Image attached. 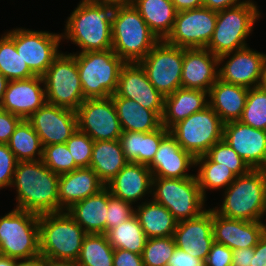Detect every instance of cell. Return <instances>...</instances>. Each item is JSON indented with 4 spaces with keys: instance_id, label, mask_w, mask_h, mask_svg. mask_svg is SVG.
<instances>
[{
    "instance_id": "cell-57",
    "label": "cell",
    "mask_w": 266,
    "mask_h": 266,
    "mask_svg": "<svg viewBox=\"0 0 266 266\" xmlns=\"http://www.w3.org/2000/svg\"><path fill=\"white\" fill-rule=\"evenodd\" d=\"M43 266H76V265L75 262L72 261L52 260L43 257Z\"/></svg>"
},
{
    "instance_id": "cell-9",
    "label": "cell",
    "mask_w": 266,
    "mask_h": 266,
    "mask_svg": "<svg viewBox=\"0 0 266 266\" xmlns=\"http://www.w3.org/2000/svg\"><path fill=\"white\" fill-rule=\"evenodd\" d=\"M151 196L178 222L196 218L207 210L204 207L207 198L202 195L195 175L188 178L153 177Z\"/></svg>"
},
{
    "instance_id": "cell-28",
    "label": "cell",
    "mask_w": 266,
    "mask_h": 266,
    "mask_svg": "<svg viewBox=\"0 0 266 266\" xmlns=\"http://www.w3.org/2000/svg\"><path fill=\"white\" fill-rule=\"evenodd\" d=\"M248 90L247 87L218 78L209 91V106L224 123L238 121L246 104Z\"/></svg>"
},
{
    "instance_id": "cell-24",
    "label": "cell",
    "mask_w": 266,
    "mask_h": 266,
    "mask_svg": "<svg viewBox=\"0 0 266 266\" xmlns=\"http://www.w3.org/2000/svg\"><path fill=\"white\" fill-rule=\"evenodd\" d=\"M195 166V157L181 148L177 140L168 133L158 147L153 161L148 165L153 177L188 178L191 167Z\"/></svg>"
},
{
    "instance_id": "cell-19",
    "label": "cell",
    "mask_w": 266,
    "mask_h": 266,
    "mask_svg": "<svg viewBox=\"0 0 266 266\" xmlns=\"http://www.w3.org/2000/svg\"><path fill=\"white\" fill-rule=\"evenodd\" d=\"M223 140L251 169H266V131L231 121L224 123Z\"/></svg>"
},
{
    "instance_id": "cell-10",
    "label": "cell",
    "mask_w": 266,
    "mask_h": 266,
    "mask_svg": "<svg viewBox=\"0 0 266 266\" xmlns=\"http://www.w3.org/2000/svg\"><path fill=\"white\" fill-rule=\"evenodd\" d=\"M46 103L76 111L86 99L80 82L76 58L61 52L42 76Z\"/></svg>"
},
{
    "instance_id": "cell-36",
    "label": "cell",
    "mask_w": 266,
    "mask_h": 266,
    "mask_svg": "<svg viewBox=\"0 0 266 266\" xmlns=\"http://www.w3.org/2000/svg\"><path fill=\"white\" fill-rule=\"evenodd\" d=\"M0 72L9 80H24L36 76L23 61L15 47V29L0 37Z\"/></svg>"
},
{
    "instance_id": "cell-44",
    "label": "cell",
    "mask_w": 266,
    "mask_h": 266,
    "mask_svg": "<svg viewBox=\"0 0 266 266\" xmlns=\"http://www.w3.org/2000/svg\"><path fill=\"white\" fill-rule=\"evenodd\" d=\"M133 204L114 197L108 189V208L106 216V232L125 222L135 214Z\"/></svg>"
},
{
    "instance_id": "cell-8",
    "label": "cell",
    "mask_w": 266,
    "mask_h": 266,
    "mask_svg": "<svg viewBox=\"0 0 266 266\" xmlns=\"http://www.w3.org/2000/svg\"><path fill=\"white\" fill-rule=\"evenodd\" d=\"M0 255L17 260L40 255L38 214L14 208L0 216Z\"/></svg>"
},
{
    "instance_id": "cell-3",
    "label": "cell",
    "mask_w": 266,
    "mask_h": 266,
    "mask_svg": "<svg viewBox=\"0 0 266 266\" xmlns=\"http://www.w3.org/2000/svg\"><path fill=\"white\" fill-rule=\"evenodd\" d=\"M159 41L131 3L116 5L112 50L125 63L140 62Z\"/></svg>"
},
{
    "instance_id": "cell-14",
    "label": "cell",
    "mask_w": 266,
    "mask_h": 266,
    "mask_svg": "<svg viewBox=\"0 0 266 266\" xmlns=\"http://www.w3.org/2000/svg\"><path fill=\"white\" fill-rule=\"evenodd\" d=\"M78 130L93 141L119 140L122 128L113 99L87 98L76 110Z\"/></svg>"
},
{
    "instance_id": "cell-40",
    "label": "cell",
    "mask_w": 266,
    "mask_h": 266,
    "mask_svg": "<svg viewBox=\"0 0 266 266\" xmlns=\"http://www.w3.org/2000/svg\"><path fill=\"white\" fill-rule=\"evenodd\" d=\"M175 249L173 236L147 239L142 253L144 266H166Z\"/></svg>"
},
{
    "instance_id": "cell-31",
    "label": "cell",
    "mask_w": 266,
    "mask_h": 266,
    "mask_svg": "<svg viewBox=\"0 0 266 266\" xmlns=\"http://www.w3.org/2000/svg\"><path fill=\"white\" fill-rule=\"evenodd\" d=\"M116 107L122 131L151 132L161 126V118L153 111L142 107L134 100L111 96Z\"/></svg>"
},
{
    "instance_id": "cell-1",
    "label": "cell",
    "mask_w": 266,
    "mask_h": 266,
    "mask_svg": "<svg viewBox=\"0 0 266 266\" xmlns=\"http://www.w3.org/2000/svg\"><path fill=\"white\" fill-rule=\"evenodd\" d=\"M59 178L41 160L19 161L11 187L16 189L17 209L36 213H59Z\"/></svg>"
},
{
    "instance_id": "cell-49",
    "label": "cell",
    "mask_w": 266,
    "mask_h": 266,
    "mask_svg": "<svg viewBox=\"0 0 266 266\" xmlns=\"http://www.w3.org/2000/svg\"><path fill=\"white\" fill-rule=\"evenodd\" d=\"M22 119L0 108V143L7 144Z\"/></svg>"
},
{
    "instance_id": "cell-15",
    "label": "cell",
    "mask_w": 266,
    "mask_h": 266,
    "mask_svg": "<svg viewBox=\"0 0 266 266\" xmlns=\"http://www.w3.org/2000/svg\"><path fill=\"white\" fill-rule=\"evenodd\" d=\"M62 34L15 28V47L36 76H43L59 51Z\"/></svg>"
},
{
    "instance_id": "cell-18",
    "label": "cell",
    "mask_w": 266,
    "mask_h": 266,
    "mask_svg": "<svg viewBox=\"0 0 266 266\" xmlns=\"http://www.w3.org/2000/svg\"><path fill=\"white\" fill-rule=\"evenodd\" d=\"M116 94L153 110L160 118L163 115L165 96L150 83L147 73L139 62L125 63L122 66Z\"/></svg>"
},
{
    "instance_id": "cell-56",
    "label": "cell",
    "mask_w": 266,
    "mask_h": 266,
    "mask_svg": "<svg viewBox=\"0 0 266 266\" xmlns=\"http://www.w3.org/2000/svg\"><path fill=\"white\" fill-rule=\"evenodd\" d=\"M17 266H43V256L39 255L32 259L18 260Z\"/></svg>"
},
{
    "instance_id": "cell-43",
    "label": "cell",
    "mask_w": 266,
    "mask_h": 266,
    "mask_svg": "<svg viewBox=\"0 0 266 266\" xmlns=\"http://www.w3.org/2000/svg\"><path fill=\"white\" fill-rule=\"evenodd\" d=\"M66 145L78 168L89 167L94 141L86 133L77 129L66 141Z\"/></svg>"
},
{
    "instance_id": "cell-7",
    "label": "cell",
    "mask_w": 266,
    "mask_h": 266,
    "mask_svg": "<svg viewBox=\"0 0 266 266\" xmlns=\"http://www.w3.org/2000/svg\"><path fill=\"white\" fill-rule=\"evenodd\" d=\"M260 17L254 2L218 11L214 33L206 49L219 57L248 46L245 40Z\"/></svg>"
},
{
    "instance_id": "cell-27",
    "label": "cell",
    "mask_w": 266,
    "mask_h": 266,
    "mask_svg": "<svg viewBox=\"0 0 266 266\" xmlns=\"http://www.w3.org/2000/svg\"><path fill=\"white\" fill-rule=\"evenodd\" d=\"M209 106V92L180 87L164 98L161 125L170 129L174 124Z\"/></svg>"
},
{
    "instance_id": "cell-4",
    "label": "cell",
    "mask_w": 266,
    "mask_h": 266,
    "mask_svg": "<svg viewBox=\"0 0 266 266\" xmlns=\"http://www.w3.org/2000/svg\"><path fill=\"white\" fill-rule=\"evenodd\" d=\"M265 170L251 169L225 189L222 204L213 209L227 218L262 221L265 214Z\"/></svg>"
},
{
    "instance_id": "cell-58",
    "label": "cell",
    "mask_w": 266,
    "mask_h": 266,
    "mask_svg": "<svg viewBox=\"0 0 266 266\" xmlns=\"http://www.w3.org/2000/svg\"><path fill=\"white\" fill-rule=\"evenodd\" d=\"M9 80L0 72V106L4 100V94L7 89Z\"/></svg>"
},
{
    "instance_id": "cell-38",
    "label": "cell",
    "mask_w": 266,
    "mask_h": 266,
    "mask_svg": "<svg viewBox=\"0 0 266 266\" xmlns=\"http://www.w3.org/2000/svg\"><path fill=\"white\" fill-rule=\"evenodd\" d=\"M114 248L109 244L106 234H87L76 266H113Z\"/></svg>"
},
{
    "instance_id": "cell-12",
    "label": "cell",
    "mask_w": 266,
    "mask_h": 266,
    "mask_svg": "<svg viewBox=\"0 0 266 266\" xmlns=\"http://www.w3.org/2000/svg\"><path fill=\"white\" fill-rule=\"evenodd\" d=\"M183 59L184 48L160 40L139 63L155 89L167 96L181 87Z\"/></svg>"
},
{
    "instance_id": "cell-21",
    "label": "cell",
    "mask_w": 266,
    "mask_h": 266,
    "mask_svg": "<svg viewBox=\"0 0 266 266\" xmlns=\"http://www.w3.org/2000/svg\"><path fill=\"white\" fill-rule=\"evenodd\" d=\"M46 103L44 81L41 76L9 81L1 109L27 120Z\"/></svg>"
},
{
    "instance_id": "cell-39",
    "label": "cell",
    "mask_w": 266,
    "mask_h": 266,
    "mask_svg": "<svg viewBox=\"0 0 266 266\" xmlns=\"http://www.w3.org/2000/svg\"><path fill=\"white\" fill-rule=\"evenodd\" d=\"M239 121L255 129L266 131V89L261 85L249 88Z\"/></svg>"
},
{
    "instance_id": "cell-25",
    "label": "cell",
    "mask_w": 266,
    "mask_h": 266,
    "mask_svg": "<svg viewBox=\"0 0 266 266\" xmlns=\"http://www.w3.org/2000/svg\"><path fill=\"white\" fill-rule=\"evenodd\" d=\"M153 175L147 165L128 162L105 186L116 198L132 204L152 195ZM136 202V203H135Z\"/></svg>"
},
{
    "instance_id": "cell-22",
    "label": "cell",
    "mask_w": 266,
    "mask_h": 266,
    "mask_svg": "<svg viewBox=\"0 0 266 266\" xmlns=\"http://www.w3.org/2000/svg\"><path fill=\"white\" fill-rule=\"evenodd\" d=\"M214 242L232 250L255 247L266 231L263 221H245L219 215L212 208Z\"/></svg>"
},
{
    "instance_id": "cell-34",
    "label": "cell",
    "mask_w": 266,
    "mask_h": 266,
    "mask_svg": "<svg viewBox=\"0 0 266 266\" xmlns=\"http://www.w3.org/2000/svg\"><path fill=\"white\" fill-rule=\"evenodd\" d=\"M7 144L18 162L43 158L44 147L41 139L28 120L22 119L18 123Z\"/></svg>"
},
{
    "instance_id": "cell-26",
    "label": "cell",
    "mask_w": 266,
    "mask_h": 266,
    "mask_svg": "<svg viewBox=\"0 0 266 266\" xmlns=\"http://www.w3.org/2000/svg\"><path fill=\"white\" fill-rule=\"evenodd\" d=\"M105 187L96 172L90 168H77L59 178V212L67 211L75 203L98 193Z\"/></svg>"
},
{
    "instance_id": "cell-23",
    "label": "cell",
    "mask_w": 266,
    "mask_h": 266,
    "mask_svg": "<svg viewBox=\"0 0 266 266\" xmlns=\"http://www.w3.org/2000/svg\"><path fill=\"white\" fill-rule=\"evenodd\" d=\"M218 63L206 48H184L181 87L209 92L219 78Z\"/></svg>"
},
{
    "instance_id": "cell-51",
    "label": "cell",
    "mask_w": 266,
    "mask_h": 266,
    "mask_svg": "<svg viewBox=\"0 0 266 266\" xmlns=\"http://www.w3.org/2000/svg\"><path fill=\"white\" fill-rule=\"evenodd\" d=\"M166 266H206L205 261L176 247Z\"/></svg>"
},
{
    "instance_id": "cell-52",
    "label": "cell",
    "mask_w": 266,
    "mask_h": 266,
    "mask_svg": "<svg viewBox=\"0 0 266 266\" xmlns=\"http://www.w3.org/2000/svg\"><path fill=\"white\" fill-rule=\"evenodd\" d=\"M254 247L232 250V266H253Z\"/></svg>"
},
{
    "instance_id": "cell-47",
    "label": "cell",
    "mask_w": 266,
    "mask_h": 266,
    "mask_svg": "<svg viewBox=\"0 0 266 266\" xmlns=\"http://www.w3.org/2000/svg\"><path fill=\"white\" fill-rule=\"evenodd\" d=\"M17 160L8 144L0 143V189L11 187Z\"/></svg>"
},
{
    "instance_id": "cell-59",
    "label": "cell",
    "mask_w": 266,
    "mask_h": 266,
    "mask_svg": "<svg viewBox=\"0 0 266 266\" xmlns=\"http://www.w3.org/2000/svg\"><path fill=\"white\" fill-rule=\"evenodd\" d=\"M17 264V259L0 255V266H17Z\"/></svg>"
},
{
    "instance_id": "cell-41",
    "label": "cell",
    "mask_w": 266,
    "mask_h": 266,
    "mask_svg": "<svg viewBox=\"0 0 266 266\" xmlns=\"http://www.w3.org/2000/svg\"><path fill=\"white\" fill-rule=\"evenodd\" d=\"M206 155L215 163H220L236 175L248 173L251 168L223 139L215 143Z\"/></svg>"
},
{
    "instance_id": "cell-37",
    "label": "cell",
    "mask_w": 266,
    "mask_h": 266,
    "mask_svg": "<svg viewBox=\"0 0 266 266\" xmlns=\"http://www.w3.org/2000/svg\"><path fill=\"white\" fill-rule=\"evenodd\" d=\"M105 234L114 249H123L142 255L147 237L135 214L120 225L109 229Z\"/></svg>"
},
{
    "instance_id": "cell-33",
    "label": "cell",
    "mask_w": 266,
    "mask_h": 266,
    "mask_svg": "<svg viewBox=\"0 0 266 266\" xmlns=\"http://www.w3.org/2000/svg\"><path fill=\"white\" fill-rule=\"evenodd\" d=\"M119 140L94 141L90 165L106 185L128 163Z\"/></svg>"
},
{
    "instance_id": "cell-42",
    "label": "cell",
    "mask_w": 266,
    "mask_h": 266,
    "mask_svg": "<svg viewBox=\"0 0 266 266\" xmlns=\"http://www.w3.org/2000/svg\"><path fill=\"white\" fill-rule=\"evenodd\" d=\"M42 161L52 172L59 175L78 168L66 143L44 146Z\"/></svg>"
},
{
    "instance_id": "cell-62",
    "label": "cell",
    "mask_w": 266,
    "mask_h": 266,
    "mask_svg": "<svg viewBox=\"0 0 266 266\" xmlns=\"http://www.w3.org/2000/svg\"><path fill=\"white\" fill-rule=\"evenodd\" d=\"M265 178H266V169H265ZM264 215L266 216V191H265V214Z\"/></svg>"
},
{
    "instance_id": "cell-29",
    "label": "cell",
    "mask_w": 266,
    "mask_h": 266,
    "mask_svg": "<svg viewBox=\"0 0 266 266\" xmlns=\"http://www.w3.org/2000/svg\"><path fill=\"white\" fill-rule=\"evenodd\" d=\"M108 208V188L75 203L67 210L87 234H105Z\"/></svg>"
},
{
    "instance_id": "cell-2",
    "label": "cell",
    "mask_w": 266,
    "mask_h": 266,
    "mask_svg": "<svg viewBox=\"0 0 266 266\" xmlns=\"http://www.w3.org/2000/svg\"><path fill=\"white\" fill-rule=\"evenodd\" d=\"M114 3H92L81 0L68 17L62 41L70 40L80 52L112 49ZM64 39V40H63Z\"/></svg>"
},
{
    "instance_id": "cell-61",
    "label": "cell",
    "mask_w": 266,
    "mask_h": 266,
    "mask_svg": "<svg viewBox=\"0 0 266 266\" xmlns=\"http://www.w3.org/2000/svg\"><path fill=\"white\" fill-rule=\"evenodd\" d=\"M261 86L266 89V61L264 64V71H263Z\"/></svg>"
},
{
    "instance_id": "cell-48",
    "label": "cell",
    "mask_w": 266,
    "mask_h": 266,
    "mask_svg": "<svg viewBox=\"0 0 266 266\" xmlns=\"http://www.w3.org/2000/svg\"><path fill=\"white\" fill-rule=\"evenodd\" d=\"M206 266H232V249L214 242L205 260Z\"/></svg>"
},
{
    "instance_id": "cell-55",
    "label": "cell",
    "mask_w": 266,
    "mask_h": 266,
    "mask_svg": "<svg viewBox=\"0 0 266 266\" xmlns=\"http://www.w3.org/2000/svg\"><path fill=\"white\" fill-rule=\"evenodd\" d=\"M177 12L203 6V0H171Z\"/></svg>"
},
{
    "instance_id": "cell-16",
    "label": "cell",
    "mask_w": 266,
    "mask_h": 266,
    "mask_svg": "<svg viewBox=\"0 0 266 266\" xmlns=\"http://www.w3.org/2000/svg\"><path fill=\"white\" fill-rule=\"evenodd\" d=\"M231 55V56H230ZM228 59L227 61H225ZM266 54L246 46L218 57L219 79L253 88L261 85ZM225 62V63H223Z\"/></svg>"
},
{
    "instance_id": "cell-32",
    "label": "cell",
    "mask_w": 266,
    "mask_h": 266,
    "mask_svg": "<svg viewBox=\"0 0 266 266\" xmlns=\"http://www.w3.org/2000/svg\"><path fill=\"white\" fill-rule=\"evenodd\" d=\"M149 29L165 40L172 32L177 11L171 0H131Z\"/></svg>"
},
{
    "instance_id": "cell-30",
    "label": "cell",
    "mask_w": 266,
    "mask_h": 266,
    "mask_svg": "<svg viewBox=\"0 0 266 266\" xmlns=\"http://www.w3.org/2000/svg\"><path fill=\"white\" fill-rule=\"evenodd\" d=\"M148 200L145 199V202L134 207L135 215L147 239L173 236L178 221L166 207L154 201L152 197Z\"/></svg>"
},
{
    "instance_id": "cell-53",
    "label": "cell",
    "mask_w": 266,
    "mask_h": 266,
    "mask_svg": "<svg viewBox=\"0 0 266 266\" xmlns=\"http://www.w3.org/2000/svg\"><path fill=\"white\" fill-rule=\"evenodd\" d=\"M252 0H203V7L209 8L213 11H222L226 8L251 3Z\"/></svg>"
},
{
    "instance_id": "cell-13",
    "label": "cell",
    "mask_w": 266,
    "mask_h": 266,
    "mask_svg": "<svg viewBox=\"0 0 266 266\" xmlns=\"http://www.w3.org/2000/svg\"><path fill=\"white\" fill-rule=\"evenodd\" d=\"M217 12L206 7L179 11L165 41L181 48H206L212 39Z\"/></svg>"
},
{
    "instance_id": "cell-60",
    "label": "cell",
    "mask_w": 266,
    "mask_h": 266,
    "mask_svg": "<svg viewBox=\"0 0 266 266\" xmlns=\"http://www.w3.org/2000/svg\"><path fill=\"white\" fill-rule=\"evenodd\" d=\"M83 1L92 2V3H114L120 5V4H128L130 3L131 0H83Z\"/></svg>"
},
{
    "instance_id": "cell-5",
    "label": "cell",
    "mask_w": 266,
    "mask_h": 266,
    "mask_svg": "<svg viewBox=\"0 0 266 266\" xmlns=\"http://www.w3.org/2000/svg\"><path fill=\"white\" fill-rule=\"evenodd\" d=\"M87 233L67 211L39 215L40 255L76 262Z\"/></svg>"
},
{
    "instance_id": "cell-11",
    "label": "cell",
    "mask_w": 266,
    "mask_h": 266,
    "mask_svg": "<svg viewBox=\"0 0 266 266\" xmlns=\"http://www.w3.org/2000/svg\"><path fill=\"white\" fill-rule=\"evenodd\" d=\"M223 128L224 122L219 115L207 106L174 124L169 133L181 148L196 158L206 154L215 143L223 139Z\"/></svg>"
},
{
    "instance_id": "cell-46",
    "label": "cell",
    "mask_w": 266,
    "mask_h": 266,
    "mask_svg": "<svg viewBox=\"0 0 266 266\" xmlns=\"http://www.w3.org/2000/svg\"><path fill=\"white\" fill-rule=\"evenodd\" d=\"M119 142L126 159L140 164L143 146V132L122 131Z\"/></svg>"
},
{
    "instance_id": "cell-45",
    "label": "cell",
    "mask_w": 266,
    "mask_h": 266,
    "mask_svg": "<svg viewBox=\"0 0 266 266\" xmlns=\"http://www.w3.org/2000/svg\"><path fill=\"white\" fill-rule=\"evenodd\" d=\"M169 133V130L164 126L151 132L143 133L142 153H140V164L149 165L158 150L161 140Z\"/></svg>"
},
{
    "instance_id": "cell-35",
    "label": "cell",
    "mask_w": 266,
    "mask_h": 266,
    "mask_svg": "<svg viewBox=\"0 0 266 266\" xmlns=\"http://www.w3.org/2000/svg\"><path fill=\"white\" fill-rule=\"evenodd\" d=\"M195 175L202 195L206 198L207 190H225L237 177L228 167L213 162L206 154L195 158Z\"/></svg>"
},
{
    "instance_id": "cell-50",
    "label": "cell",
    "mask_w": 266,
    "mask_h": 266,
    "mask_svg": "<svg viewBox=\"0 0 266 266\" xmlns=\"http://www.w3.org/2000/svg\"><path fill=\"white\" fill-rule=\"evenodd\" d=\"M113 266H144V263L141 254L114 249Z\"/></svg>"
},
{
    "instance_id": "cell-6",
    "label": "cell",
    "mask_w": 266,
    "mask_h": 266,
    "mask_svg": "<svg viewBox=\"0 0 266 266\" xmlns=\"http://www.w3.org/2000/svg\"><path fill=\"white\" fill-rule=\"evenodd\" d=\"M84 97L107 98L116 93L119 74L125 62L112 50L72 53Z\"/></svg>"
},
{
    "instance_id": "cell-54",
    "label": "cell",
    "mask_w": 266,
    "mask_h": 266,
    "mask_svg": "<svg viewBox=\"0 0 266 266\" xmlns=\"http://www.w3.org/2000/svg\"><path fill=\"white\" fill-rule=\"evenodd\" d=\"M253 266H266V231L254 247Z\"/></svg>"
},
{
    "instance_id": "cell-17",
    "label": "cell",
    "mask_w": 266,
    "mask_h": 266,
    "mask_svg": "<svg viewBox=\"0 0 266 266\" xmlns=\"http://www.w3.org/2000/svg\"><path fill=\"white\" fill-rule=\"evenodd\" d=\"M42 145L66 143L78 129L76 111L45 103L27 119Z\"/></svg>"
},
{
    "instance_id": "cell-20",
    "label": "cell",
    "mask_w": 266,
    "mask_h": 266,
    "mask_svg": "<svg viewBox=\"0 0 266 266\" xmlns=\"http://www.w3.org/2000/svg\"><path fill=\"white\" fill-rule=\"evenodd\" d=\"M173 238L177 248L205 261L214 243L212 208L196 218L178 222Z\"/></svg>"
}]
</instances>
